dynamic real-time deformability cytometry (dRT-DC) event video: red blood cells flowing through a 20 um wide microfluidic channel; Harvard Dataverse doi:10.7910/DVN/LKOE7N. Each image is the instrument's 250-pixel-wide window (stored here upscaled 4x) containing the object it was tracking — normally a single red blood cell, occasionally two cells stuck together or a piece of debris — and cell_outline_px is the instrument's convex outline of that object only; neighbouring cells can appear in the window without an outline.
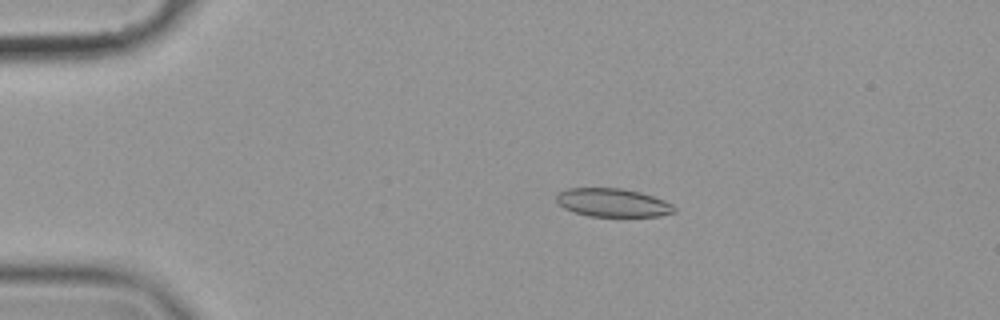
{"species": "common noctule bat (a hibernating species)", "species_latin": "Nyctalus noctula", "temperature_condition": "cold", "stored_images_in_passage": 57, "camera_frame_rate_fps": 3000, "um_per_image_px": 0.085, "animal": {"sex": "female", "body_mass_g": 19.9}, "frame": {"image": 1, "passage_image": 12, "time_ms": 3.667, "image_size_px": [1000, 320], "cell_outline_px": [[676, 212], [660, 216], [588, 216], [564, 208], [556, 200], [556, 196], [560, 192], [568, 188], [624, 188], [640, 192], [664, 200], [672, 204], [676, 208]], "centroid_in_image_um": [52.11, 17.22], "position_along_channel_um": 32.9, "area_um2": 19.42}}
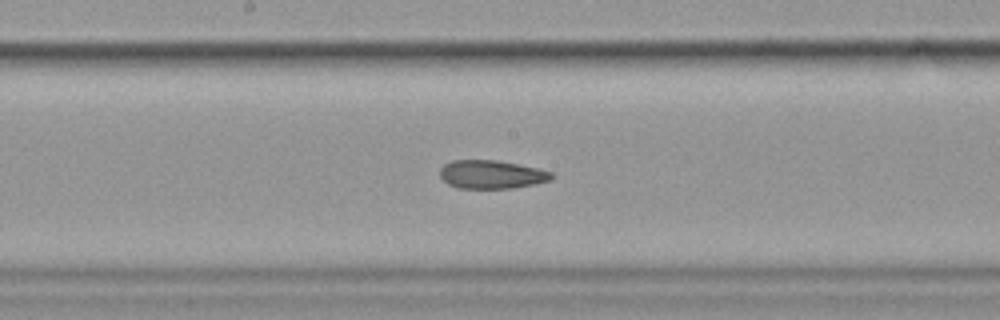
{"frame": {"image": 2, "passage_image": 31, "time_ms": 10.0, "image_size_px": [1000, 320], "cell_outline_px": [[552, 180], [536, 184], [512, 188], [456, 188], [448, 184], [440, 176], [440, 168], [444, 164], [452, 160], [496, 160], [520, 164], [552, 172]], "centroid_in_image_um": [41.77, 14.83], "position_along_channel_um": 206.4, "area_um2": 18.55}}
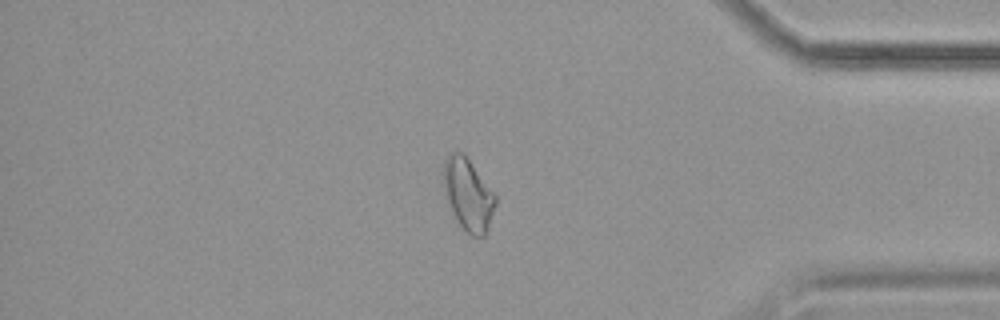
{"frame": {"image": 3, "passage_image": 49, "time_ms": 16.0, "image_size_px": [1000, 320], "cell_outline_px": [[496, 204], [488, 228], [484, 236], [472, 236], [460, 224], [452, 208], [440, 180], [444, 160], [452, 152], [460, 152], [468, 160], [496, 196]], "centroid_in_image_um": [39.77, 16.52], "position_along_channel_um": 395.4, "area_um2": 21.15}, "authors_computed_cell_mechanics": {"area_um2": 20.0566, "velocity_mm_per_s": 3.5426, "shape_relaxation_time_tau1_ms": null, "shape_relaxation_time_tau2_ms": 3.792, "deformation_change_tau1": null, "deformation_change_tau2": 0.1088}}